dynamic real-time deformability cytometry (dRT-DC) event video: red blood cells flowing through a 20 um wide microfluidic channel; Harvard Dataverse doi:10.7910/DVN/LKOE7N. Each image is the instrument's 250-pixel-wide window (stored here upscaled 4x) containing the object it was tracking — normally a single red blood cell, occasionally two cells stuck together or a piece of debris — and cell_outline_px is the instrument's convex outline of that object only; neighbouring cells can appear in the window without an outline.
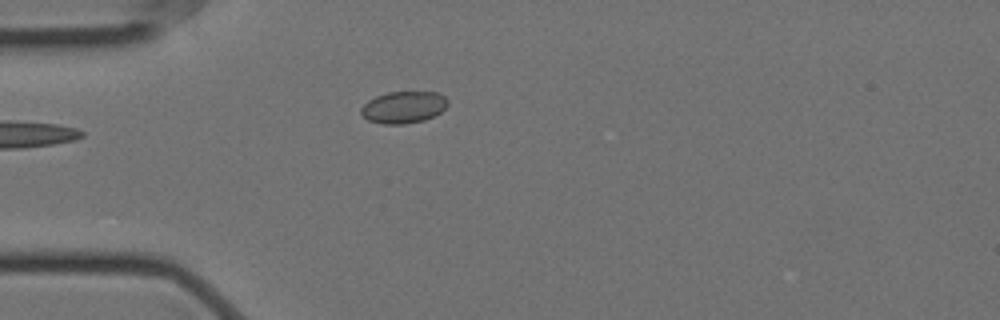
{"species": "Egyptian fruit bat (a non-hibernating species)", "species_latin": "Rousettus aegyptiacus", "temperature_condition": "cold", "stored_images_in_passage": 4, "camera_frame_rate_fps": 3000, "um_per_image_px": 0.085, "animal": {"sex": "female"}, "frame": {"image": 1, "passage_image": 4, "time_ms": 1.0, "image_size_px": [1000, 320], "cell_outline_px": [[448, 104], [440, 112], [424, 120], [404, 124], [384, 124], [368, 120], [360, 112], [360, 108], [368, 100], [376, 96], [388, 92], [436, 92], [444, 96], [448, 100]], "centroid_in_image_um": [34.28, 9.11], "position_along_channel_um": 50.7, "area_um2": 16.01}}